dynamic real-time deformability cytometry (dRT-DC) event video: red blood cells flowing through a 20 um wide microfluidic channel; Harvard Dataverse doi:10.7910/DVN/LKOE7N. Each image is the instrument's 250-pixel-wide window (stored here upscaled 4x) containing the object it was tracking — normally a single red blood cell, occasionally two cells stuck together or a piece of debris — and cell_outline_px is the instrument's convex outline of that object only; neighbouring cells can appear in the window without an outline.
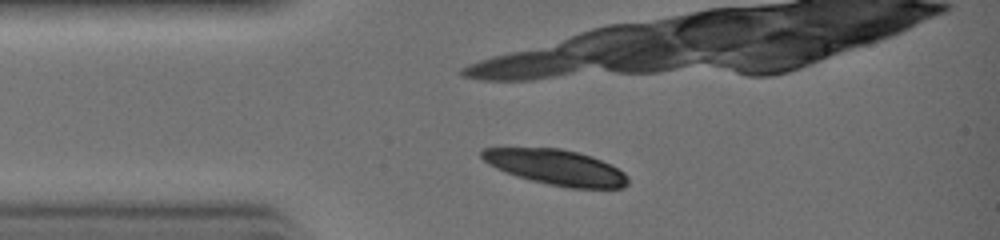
{"species": "common noctule bat (a hibernating species)", "species_latin": "Nyctalus noctula", "temperature_condition": "warm", "stored_images_in_passage": 5, "camera_frame_rate_fps": 3000, "um_per_image_px": 0.085, "animal": {"sex": "female", "body_mass_g": 19.0, "forearm_length_mm": 51.5}, "frame": {"image": 1, "passage_image": 1, "time_ms": 0.0, "image_size_px": [1000, 240], "cell_outline_px": [[628, 184], [624, 188], [568, 188], [528, 180], [504, 172], [488, 164], [480, 156], [480, 152], [484, 148], [560, 148], [592, 156], [624, 172], [628, 176]], "centroid_in_image_um": [47.25, 14.23], "position_along_channel_um": 37.8, "area_um2": 30.11}}